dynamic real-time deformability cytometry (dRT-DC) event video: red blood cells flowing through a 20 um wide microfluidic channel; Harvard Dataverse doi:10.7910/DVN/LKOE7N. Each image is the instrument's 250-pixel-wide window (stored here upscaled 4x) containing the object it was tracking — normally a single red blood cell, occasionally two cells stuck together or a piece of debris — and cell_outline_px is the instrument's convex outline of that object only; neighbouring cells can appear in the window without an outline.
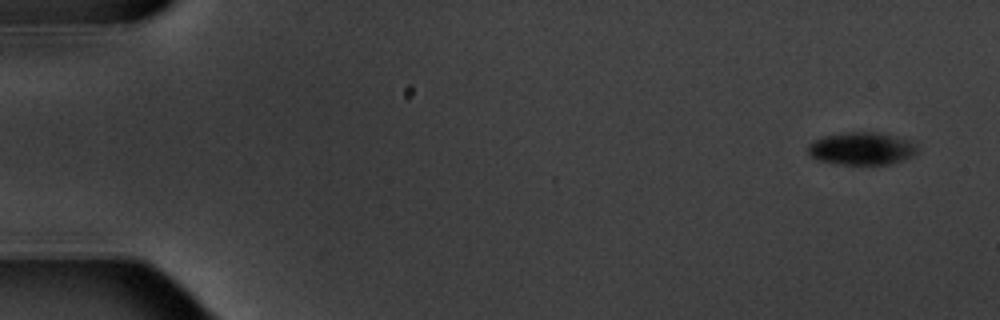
{"species": "common noctule bat (a hibernating species)", "species_latin": "Nyctalus noctula", "temperature_condition": "warm", "stored_images_in_passage": 6, "camera_frame_rate_fps": 3000, "um_per_image_px": 0.085, "animal": {"sex": "male", "body_mass_g": 20.1, "forearm_length_mm": 53.5}, "frame": {"image": 1, "passage_image": 1, "time_ms": 0.0, "image_size_px": [1000, 320], "cell_outline_px": [[920, 152], [916, 156], [888, 164], [836, 164], [816, 160], [808, 152], [808, 144], [824, 136], [844, 132], [880, 132], [912, 140], [916, 144]], "centroid_in_image_um": [73.31, 12.62], "position_along_channel_um": 11.7, "area_um2": 21.15}}
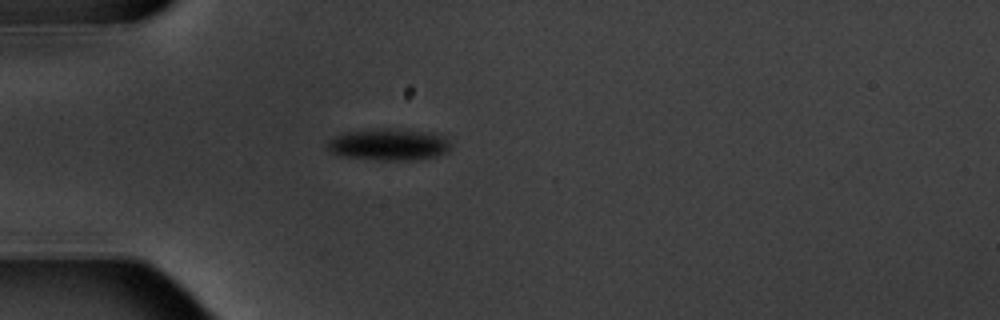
{"frame": {"image": 2, "passage_image": 5, "time_ms": 4.667, "image_size_px": [1000, 320], "cell_outline_px": [[448, 152], [436, 156], [408, 160], [380, 160], [340, 156], [332, 152], [324, 144], [328, 140], [340, 132], [384, 128], [392, 128], [436, 132], [444, 136], [448, 140]], "centroid_in_image_um": [33.01, 12.26], "position_along_channel_um": 52.0, "area_um2": 23.12}}